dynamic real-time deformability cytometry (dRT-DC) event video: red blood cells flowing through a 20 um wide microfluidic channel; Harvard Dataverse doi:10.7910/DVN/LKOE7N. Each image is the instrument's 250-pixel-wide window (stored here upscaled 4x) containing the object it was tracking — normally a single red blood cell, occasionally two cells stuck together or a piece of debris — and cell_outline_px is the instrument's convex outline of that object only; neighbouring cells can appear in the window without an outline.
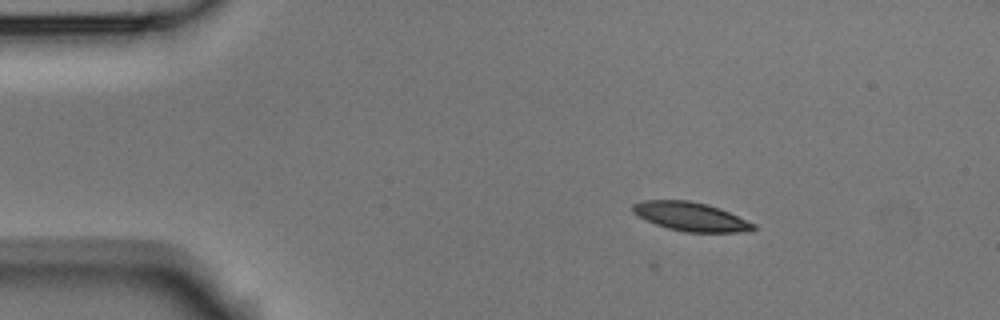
{"species": "Egyptian fruit bat (a non-hibernating species)", "species_latin": "Rousettus aegyptiacus", "temperature_condition": "room temperature", "stored_images_in_passage": 5, "camera_frame_rate_fps": 3000, "um_per_image_px": 0.085, "animal": {"sex": "male"}, "frame": {"image": 1, "passage_image": 3, "time_ms": 0.667, "image_size_px": [1000, 320], "cell_outline_px": [[756, 228], [740, 232], [684, 232], [668, 228], [656, 224], [632, 212], [632, 204], [644, 200], [688, 200], [708, 204], [720, 208], [756, 224]], "centroid_in_image_um": [58.72, 18.4], "position_along_channel_um": 26.3, "area_um2": 20.11}}